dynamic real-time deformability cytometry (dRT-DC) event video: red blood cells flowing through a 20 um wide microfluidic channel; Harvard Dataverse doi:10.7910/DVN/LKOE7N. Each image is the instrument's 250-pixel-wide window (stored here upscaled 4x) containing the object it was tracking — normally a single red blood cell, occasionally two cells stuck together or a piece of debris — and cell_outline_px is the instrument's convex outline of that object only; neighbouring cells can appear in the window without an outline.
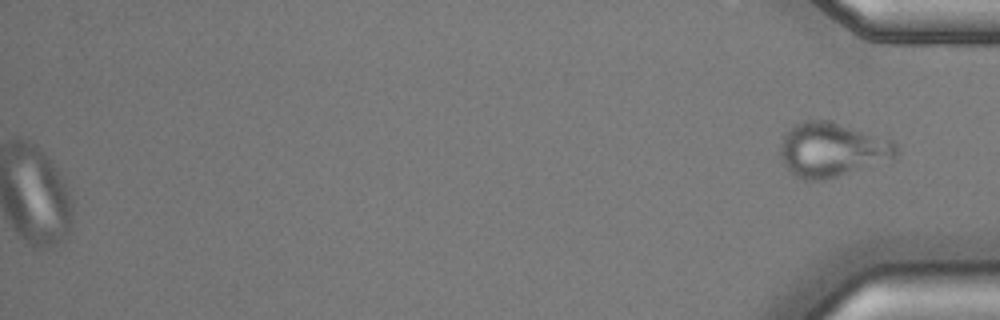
{"species": "common noctule bat (a hibernating species)", "species_latin": "Nyctalus noctula", "temperature_condition": "cold", "stored_images_in_passage": 56, "segment_of_instrument_passage": [2, 2], "camera_frame_rate_fps": 3000, "um_per_image_px": 0.085, "animal": {"sex": "male", "body_mass_g": 17.9, "forearm_length_mm": 54.2}, "frame": {"image": 1, "passage_image": 56, "time_ms": 18.333, "image_size_px": [1000, 320], "cell_outline_px": [[896, 156], [868, 168], [824, 180], [804, 180], [796, 176], [784, 164], [780, 156], [780, 144], [784, 132], [796, 124], [804, 120], [832, 120], [892, 140], [896, 144]], "centroid_in_image_um": [70.7, 12.71], "position_along_channel_um": 364.5, "area_um2": 36.88}}